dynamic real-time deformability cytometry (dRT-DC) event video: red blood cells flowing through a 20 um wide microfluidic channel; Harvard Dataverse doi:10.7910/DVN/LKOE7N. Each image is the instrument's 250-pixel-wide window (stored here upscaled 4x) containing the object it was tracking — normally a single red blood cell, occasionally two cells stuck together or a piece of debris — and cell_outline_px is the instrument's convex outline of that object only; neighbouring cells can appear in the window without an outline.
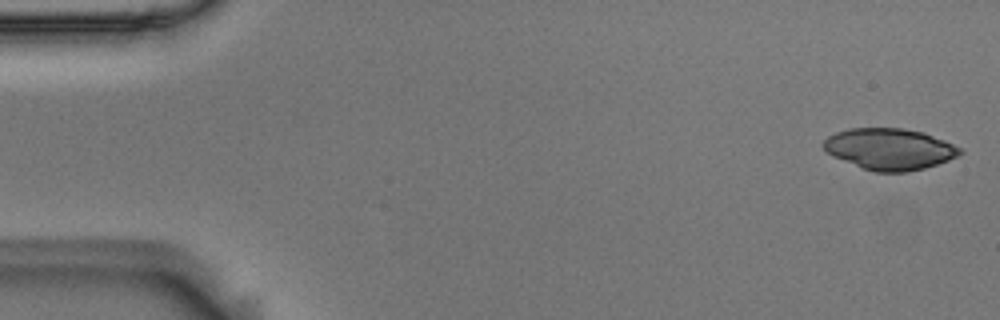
{"species": "Egyptian fruit bat (a non-hibernating species)", "species_latin": "Rousettus aegyptiacus", "temperature_condition": "room temperature", "stored_images_in_passage": 53, "camera_frame_rate_fps": 3000, "um_per_image_px": 0.085, "animal": {"sex": "male"}, "frame": {"image": 1, "passage_image": 1, "time_ms": 0.0, "image_size_px": [1000, 320], "cell_outline_px": [[964, 152], [948, 160], [924, 168], [908, 172], [876, 172], [864, 168], [832, 156], [820, 144], [828, 136], [836, 132], [848, 128], [900, 128], [924, 132], [944, 140], [960, 148]], "centroid_in_image_um": [75.59, 12.66], "position_along_channel_um": 9.4, "area_um2": 32.71}}